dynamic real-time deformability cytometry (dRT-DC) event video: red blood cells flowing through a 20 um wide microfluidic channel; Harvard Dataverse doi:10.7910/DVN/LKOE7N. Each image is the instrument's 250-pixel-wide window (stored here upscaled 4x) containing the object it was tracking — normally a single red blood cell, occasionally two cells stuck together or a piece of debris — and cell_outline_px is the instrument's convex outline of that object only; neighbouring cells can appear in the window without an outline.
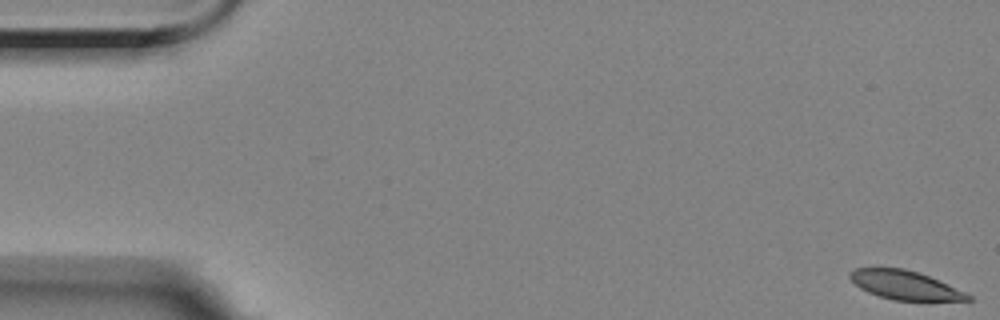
{"species": "Egyptian fruit bat (a non-hibernating species)", "species_latin": "Rousettus aegyptiacus", "temperature_condition": "room temperature", "stored_images_in_passage": 57, "camera_frame_rate_fps": 3000, "um_per_image_px": 0.085, "animal": {"sex": "female"}, "frame": {"image": 1, "passage_image": 1, "time_ms": 0.0, "image_size_px": [1000, 320], "cell_outline_px": [[972, 300], [892, 300], [868, 292], [860, 288], [848, 276], [856, 268], [904, 268], [928, 276], [964, 292], [972, 296]], "centroid_in_image_um": [76.89, 24.23], "position_along_channel_um": 8.1, "area_um2": 19.25}}
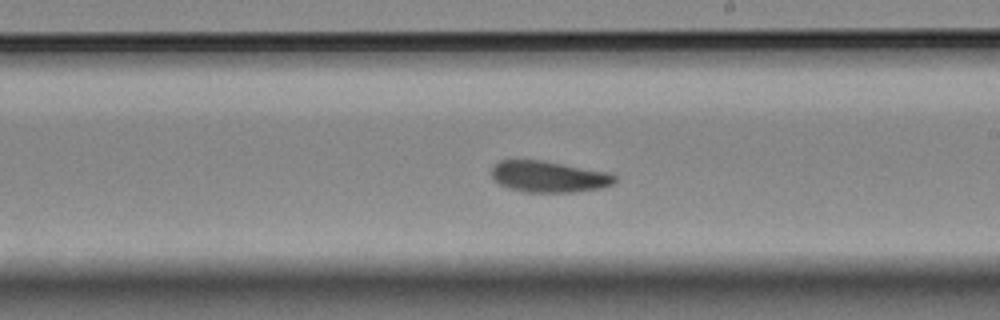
{"frame": {"image": 2, "passage_image": 33, "time_ms": 10.667, "image_size_px": [1000, 320], "cell_outline_px": [[616, 180], [612, 184], [600, 188], [572, 192], [524, 192], [508, 188], [500, 184], [492, 176], [492, 164], [500, 160], [540, 160], [564, 164], [608, 172], [616, 176]], "centroid_in_image_um": [46.62, 15.01], "position_along_channel_um": 242.4, "area_um2": 22.37}}
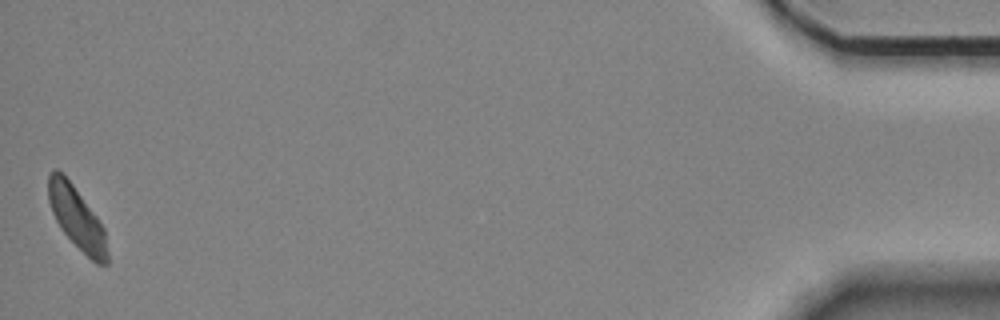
{"frame": {"image": 3, "passage_image": 57, "time_ms": 18.667, "image_size_px": [1000, 320], "cell_outline_px": [[108, 264], [96, 264], [60, 228], [52, 212], [48, 200], [48, 176], [52, 168], [56, 168], [72, 184], [96, 216], [104, 228], [108, 252]], "centroid_in_image_um": [6.52, 18.52], "position_along_channel_um": 428.7, "area_um2": 20.92}}